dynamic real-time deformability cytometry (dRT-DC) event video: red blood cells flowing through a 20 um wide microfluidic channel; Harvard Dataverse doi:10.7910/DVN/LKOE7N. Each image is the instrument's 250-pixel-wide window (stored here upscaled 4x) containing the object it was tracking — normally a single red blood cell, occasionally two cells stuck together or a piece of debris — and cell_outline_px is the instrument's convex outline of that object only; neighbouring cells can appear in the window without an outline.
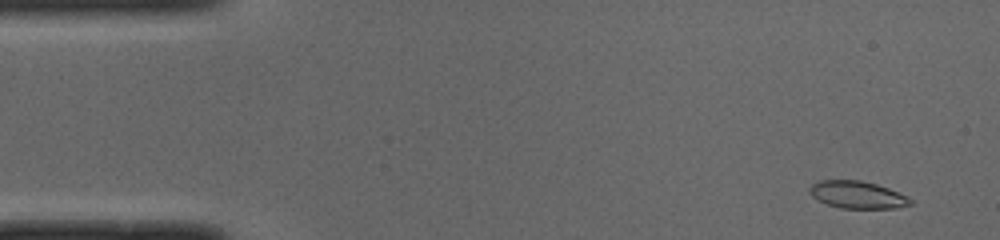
{"species": "common noctule bat (a hibernating species)", "species_latin": "Nyctalus noctula", "temperature_condition": "cold", "stored_images_in_passage": 12, "camera_frame_rate_fps": 3000, "um_per_image_px": 0.085, "animal": {"sex": "male", "body_mass_g": 19.0, "forearm_length_mm": 50.8}, "frame": {"image": 1, "passage_image": 3, "time_ms": 0.667, "image_size_px": [1000, 240], "cell_outline_px": [[912, 204], [896, 208], [840, 208], [828, 204], [812, 196], [808, 192], [808, 188], [812, 184], [820, 180], [860, 180], [876, 184], [888, 188], [908, 196], [912, 200]], "centroid_in_image_um": [72.88, 16.55], "position_along_channel_um": 12.1, "area_um2": 16.01}}